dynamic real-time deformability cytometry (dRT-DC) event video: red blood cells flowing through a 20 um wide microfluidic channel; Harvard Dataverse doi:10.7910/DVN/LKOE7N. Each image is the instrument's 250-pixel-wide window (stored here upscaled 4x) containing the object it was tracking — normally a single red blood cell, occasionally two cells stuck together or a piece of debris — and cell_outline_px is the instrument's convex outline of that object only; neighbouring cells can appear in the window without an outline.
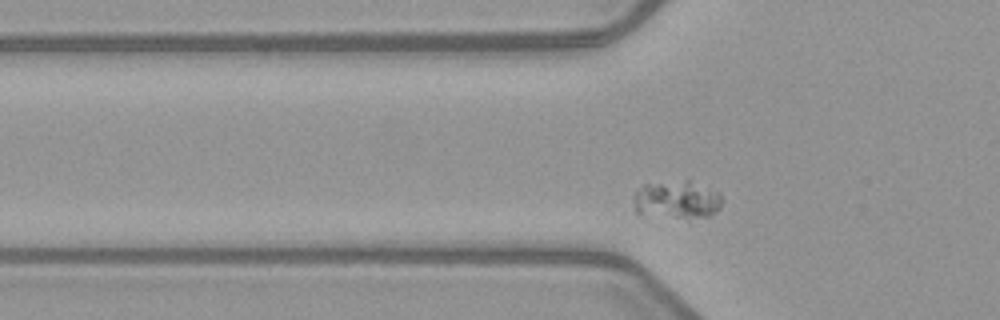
{"species": "common noctule bat (a hibernating species)", "species_latin": "Nyctalus noctula", "temperature_condition": "warm", "stored_images_in_passage": 44, "segment_of_instrument_passage": [1, 2], "camera_frame_rate_fps": 3000, "um_per_image_px": 0.085, "animal": {"sex": "female", "body_mass_g": 21.9}, "frame": {"image": 1, "passage_image": 6, "time_ms": 1.667, "image_size_px": [1000, 320], "cell_outline_px": [[724, 200], [720, 208], [716, 212], [708, 216], [688, 220], [636, 212], [636, 188], [644, 184], [688, 180], [720, 192]], "centroid_in_image_um": [57.63, 16.99], "position_along_channel_um": 68.2, "area_um2": 19.71}}
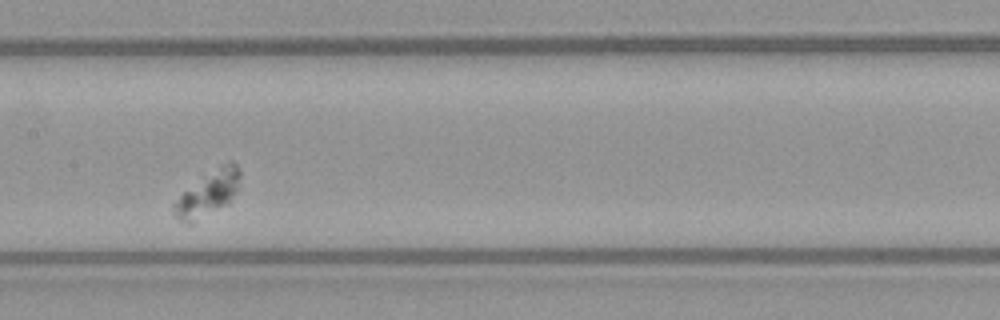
{"frame": {"image": 2, "passage_image": 16, "time_ms": 5.0, "image_size_px": [1000, 320], "cell_outline_px": [[240, 176], [236, 192], [228, 204], [192, 224], [188, 224], [180, 220], [176, 216], [172, 204], [184, 192], [220, 164], [228, 160], [232, 160], [236, 164], [240, 172]], "centroid_in_image_um": [17.71, 16.45], "position_along_channel_um": 189.7, "area_um2": 17.11}}
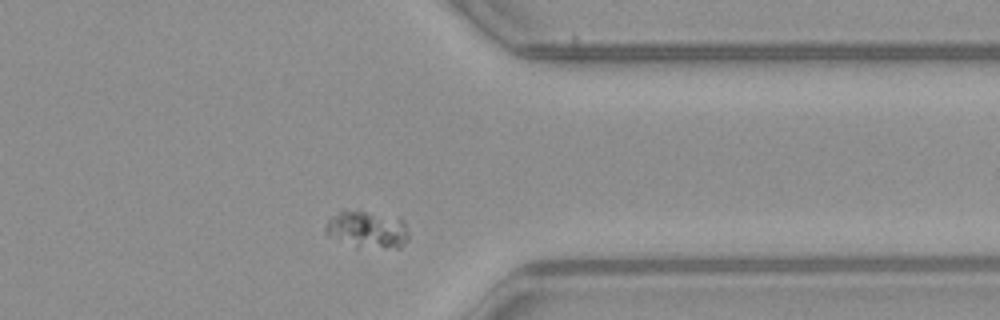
{"frame": {"image": 3, "passage_image": 32, "time_ms": 10.333, "image_size_px": [1000, 320], "cell_outline_px": [[408, 240], [400, 248], [356, 248], [324, 232], [324, 224], [332, 216], [344, 208], [360, 208], [400, 216], [404, 220], [408, 232]], "centroid_in_image_um": [31.25, 19.44], "position_along_channel_um": 380.2, "area_um2": 19.19}}